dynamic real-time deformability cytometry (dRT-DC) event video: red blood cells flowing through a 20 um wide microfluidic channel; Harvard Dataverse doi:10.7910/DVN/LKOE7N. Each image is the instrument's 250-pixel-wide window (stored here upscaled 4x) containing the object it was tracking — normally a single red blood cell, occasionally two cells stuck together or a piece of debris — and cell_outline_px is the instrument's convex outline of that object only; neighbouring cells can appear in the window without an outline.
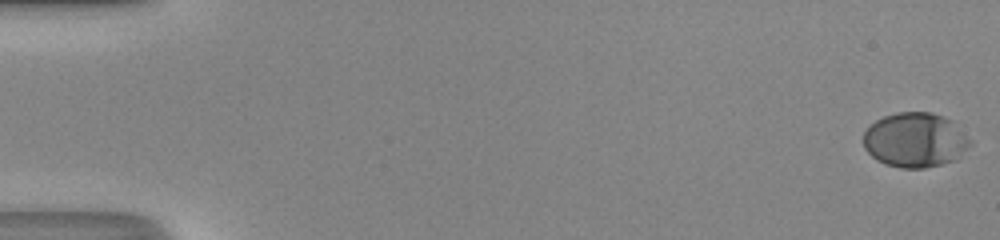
{"species": "human", "species_latin": "Homo sapiens", "temperature_condition": "room temperature", "stored_images_in_passage": 51, "segment_of_instrument_passage": [1, 2], "camera_frame_rate_fps": 3000, "um_per_image_px": 0.085, "donor": {"sex": "male"}, "frame": {"image": 1, "passage_image": 1, "time_ms": 0.0, "image_size_px": [1000, 240], "cell_outline_px": [[972, 144], [956, 160], [924, 168], [900, 168], [884, 164], [876, 160], [864, 148], [864, 132], [876, 120], [884, 116], [896, 112], [932, 112], [952, 120], [972, 140]], "centroid_in_image_um": [77.8, 11.9], "position_along_channel_um": 7.2, "area_um2": 34.22}}
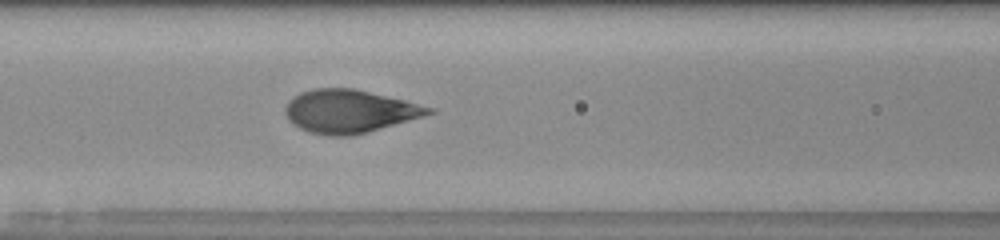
{"frame": {"image": 2, "passage_image": 23, "time_ms": 7.333, "image_size_px": [1000, 240], "cell_outline_px": [[436, 112], [424, 116], [368, 132], [352, 136], [328, 136], [308, 132], [292, 124], [288, 120], [284, 112], [284, 108], [300, 92], [316, 88], [352, 88], [404, 100], [436, 108]], "centroid_in_image_um": [29.71, 9.47], "position_along_channel_um": 136.9, "area_um2": 35.95}}
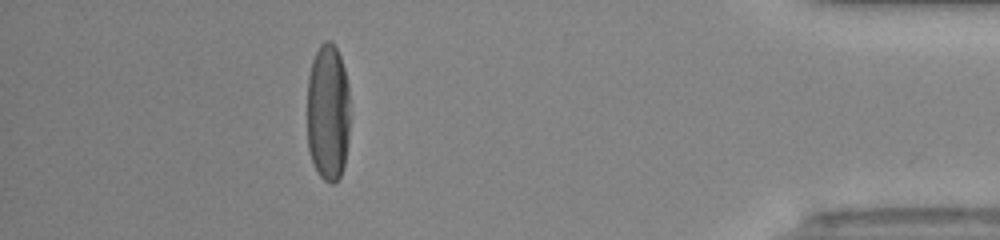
{"frame": {"image": 3, "passage_image": 45, "time_ms": 14.667, "image_size_px": [1000, 240], "cell_outline_px": [[348, 136], [344, 164], [340, 176], [332, 184], [324, 180], [316, 172], [308, 148], [308, 76], [312, 60], [320, 44], [324, 40], [328, 40], [336, 48], [340, 56], [344, 68], [348, 84]], "centroid_in_image_um": [27.86, 9.55], "position_along_channel_um": 407.3, "area_um2": 34.22}}